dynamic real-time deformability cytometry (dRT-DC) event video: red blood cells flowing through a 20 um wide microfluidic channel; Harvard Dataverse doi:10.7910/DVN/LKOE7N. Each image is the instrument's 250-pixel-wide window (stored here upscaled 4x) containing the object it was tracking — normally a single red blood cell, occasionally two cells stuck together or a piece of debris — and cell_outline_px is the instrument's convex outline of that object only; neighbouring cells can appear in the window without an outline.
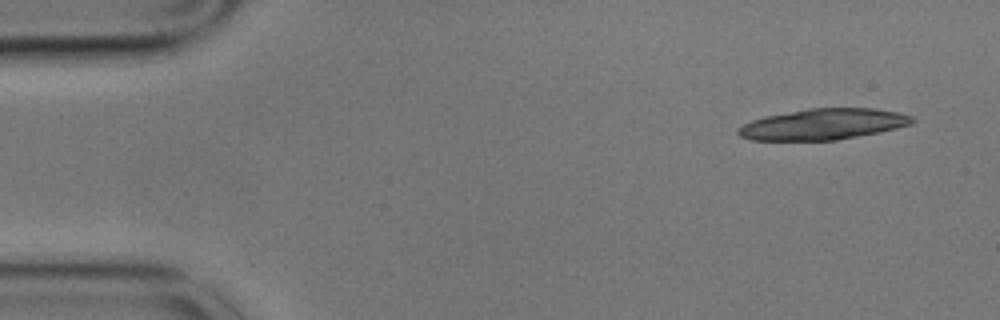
{"species": "common noctule bat (a hibernating species)", "species_latin": "Nyctalus noctula", "temperature_condition": "cold", "stored_images_in_passage": 18, "camera_frame_rate_fps": 3000, "um_per_image_px": 0.085, "animal": {"sex": "male", "body_mass_g": 17.9}, "frame": {"image": 1, "passage_image": 3, "time_ms": 0.667, "image_size_px": [1000, 320], "cell_outline_px": [[916, 120], [912, 124], [880, 132], [836, 140], [752, 140], [740, 136], [736, 132], [736, 128], [752, 120], [764, 116], [808, 108], [876, 108], [900, 112], [912, 116]], "centroid_in_image_um": [69.99, 10.55], "position_along_channel_um": 15.0, "area_um2": 31.56}}